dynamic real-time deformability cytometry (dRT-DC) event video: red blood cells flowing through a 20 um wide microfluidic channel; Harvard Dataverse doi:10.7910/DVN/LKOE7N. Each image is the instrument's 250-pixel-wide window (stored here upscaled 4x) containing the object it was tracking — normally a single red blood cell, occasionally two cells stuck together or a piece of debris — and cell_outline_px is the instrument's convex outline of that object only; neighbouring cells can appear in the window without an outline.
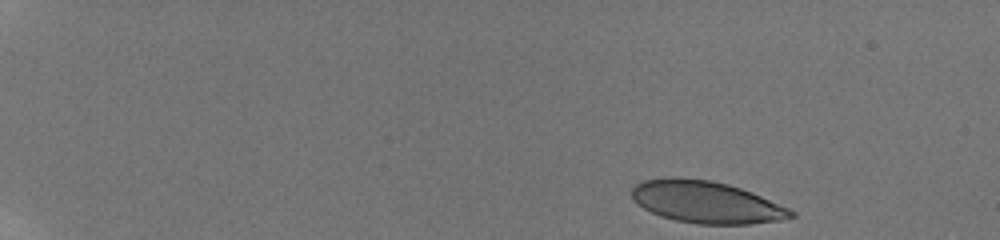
{"species": "human", "species_latin": "Homo sapiens", "temperature_condition": "room temperature", "stored_images_in_passage": 50, "camera_frame_rate_fps": 3000, "um_per_image_px": 0.085, "donor": {"sex": "male"}, "frame": {"image": 1, "passage_image": 1, "time_ms": 0.0, "image_size_px": [1000, 240], "cell_outline_px": [[796, 216], [780, 220], [748, 224], [696, 224], [676, 220], [660, 216], [636, 204], [632, 200], [632, 188], [636, 184], [644, 180], [712, 180], [728, 184], [752, 192], [788, 208], [796, 212]], "centroid_in_image_um": [60.07, 17.22], "position_along_channel_um": 24.9, "area_um2": 38.09}}
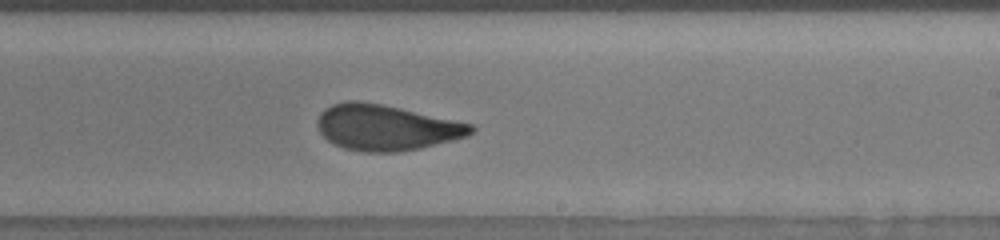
{"frame": {"image": 2, "passage_image": 31, "time_ms": 10.0, "image_size_px": [1000, 240], "cell_outline_px": [[476, 128], [468, 136], [420, 148], [396, 152], [364, 152], [344, 148], [328, 140], [320, 132], [316, 124], [320, 112], [324, 108], [332, 104], [348, 100], [356, 100], [380, 104], [400, 108], [472, 124]], "centroid_in_image_um": [32.79, 10.84], "position_along_channel_um": 256.2, "area_um2": 40.63}}
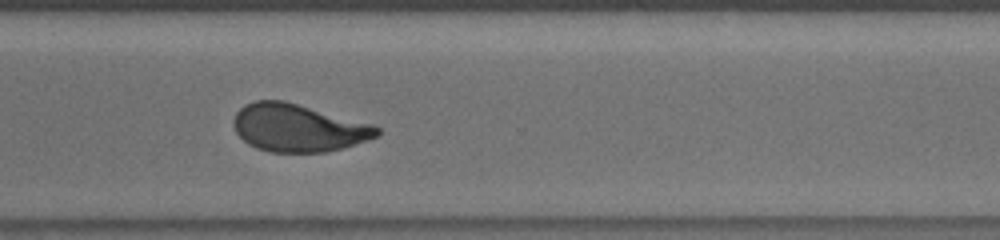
{"frame": {"image": 3, "passage_image": 38, "time_ms": 12.333, "image_size_px": [1000, 240], "cell_outline_px": [[380, 132], [376, 136], [368, 140], [340, 148], [324, 152], [268, 152], [256, 148], [248, 144], [236, 132], [232, 124], [232, 120], [236, 112], [244, 104], [256, 100], [284, 100], [372, 124], [380, 128]], "centroid_in_image_um": [25.3, 10.86], "position_along_channel_um": 345.3, "area_um2": 39.77}, "authors_computed_cell_mechanics": {"area_um2": 40.4022, "velocity_mm_per_s": 3.8185, "shape_relaxation_time_tau1_ms": 5.021, "shape_relaxation_time_tau2_ms": 1.0157, "deformation_change_tau1": 0.1844, "deformation_change_tau2": 0.0848}}